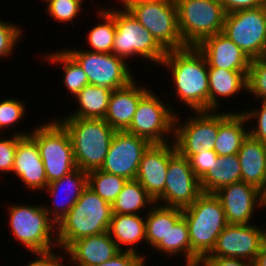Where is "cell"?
Segmentation results:
<instances>
[{
  "mask_svg": "<svg viewBox=\"0 0 266 266\" xmlns=\"http://www.w3.org/2000/svg\"><path fill=\"white\" fill-rule=\"evenodd\" d=\"M161 65L169 69L180 102L191 111H209L208 63L197 47L167 51Z\"/></svg>",
  "mask_w": 266,
  "mask_h": 266,
  "instance_id": "cell-1",
  "label": "cell"
},
{
  "mask_svg": "<svg viewBox=\"0 0 266 266\" xmlns=\"http://www.w3.org/2000/svg\"><path fill=\"white\" fill-rule=\"evenodd\" d=\"M191 243V266L211 253L217 238L228 225L221 201L214 193H202L189 207L182 209Z\"/></svg>",
  "mask_w": 266,
  "mask_h": 266,
  "instance_id": "cell-2",
  "label": "cell"
},
{
  "mask_svg": "<svg viewBox=\"0 0 266 266\" xmlns=\"http://www.w3.org/2000/svg\"><path fill=\"white\" fill-rule=\"evenodd\" d=\"M111 217V204L87 187L57 224V249L64 251L73 241L108 232Z\"/></svg>",
  "mask_w": 266,
  "mask_h": 266,
  "instance_id": "cell-3",
  "label": "cell"
},
{
  "mask_svg": "<svg viewBox=\"0 0 266 266\" xmlns=\"http://www.w3.org/2000/svg\"><path fill=\"white\" fill-rule=\"evenodd\" d=\"M62 118L57 120L70 136L77 168L86 172L100 169L116 130L104 119Z\"/></svg>",
  "mask_w": 266,
  "mask_h": 266,
  "instance_id": "cell-4",
  "label": "cell"
},
{
  "mask_svg": "<svg viewBox=\"0 0 266 266\" xmlns=\"http://www.w3.org/2000/svg\"><path fill=\"white\" fill-rule=\"evenodd\" d=\"M8 210L9 229L19 245L31 253L48 252L58 247L57 224L43 204H10Z\"/></svg>",
  "mask_w": 266,
  "mask_h": 266,
  "instance_id": "cell-5",
  "label": "cell"
},
{
  "mask_svg": "<svg viewBox=\"0 0 266 266\" xmlns=\"http://www.w3.org/2000/svg\"><path fill=\"white\" fill-rule=\"evenodd\" d=\"M29 136L36 142L43 161L48 184L77 168L70 136L64 126L53 119L41 123Z\"/></svg>",
  "mask_w": 266,
  "mask_h": 266,
  "instance_id": "cell-6",
  "label": "cell"
},
{
  "mask_svg": "<svg viewBox=\"0 0 266 266\" xmlns=\"http://www.w3.org/2000/svg\"><path fill=\"white\" fill-rule=\"evenodd\" d=\"M116 33L112 53L124 60L144 57L161 65L167 51L156 41L128 9L114 8Z\"/></svg>",
  "mask_w": 266,
  "mask_h": 266,
  "instance_id": "cell-7",
  "label": "cell"
},
{
  "mask_svg": "<svg viewBox=\"0 0 266 266\" xmlns=\"http://www.w3.org/2000/svg\"><path fill=\"white\" fill-rule=\"evenodd\" d=\"M179 32L186 46L223 31L226 12L220 0H175Z\"/></svg>",
  "mask_w": 266,
  "mask_h": 266,
  "instance_id": "cell-8",
  "label": "cell"
},
{
  "mask_svg": "<svg viewBox=\"0 0 266 266\" xmlns=\"http://www.w3.org/2000/svg\"><path fill=\"white\" fill-rule=\"evenodd\" d=\"M157 96L150 90L139 101L132 122L125 130L148 140L151 144H163L174 140V120L177 113L174 110L175 105H167Z\"/></svg>",
  "mask_w": 266,
  "mask_h": 266,
  "instance_id": "cell-9",
  "label": "cell"
},
{
  "mask_svg": "<svg viewBox=\"0 0 266 266\" xmlns=\"http://www.w3.org/2000/svg\"><path fill=\"white\" fill-rule=\"evenodd\" d=\"M122 6L134 15L166 51L187 47L179 32L177 7L174 0L140 2Z\"/></svg>",
  "mask_w": 266,
  "mask_h": 266,
  "instance_id": "cell-10",
  "label": "cell"
},
{
  "mask_svg": "<svg viewBox=\"0 0 266 266\" xmlns=\"http://www.w3.org/2000/svg\"><path fill=\"white\" fill-rule=\"evenodd\" d=\"M222 33L250 60L266 57V5L226 13Z\"/></svg>",
  "mask_w": 266,
  "mask_h": 266,
  "instance_id": "cell-11",
  "label": "cell"
},
{
  "mask_svg": "<svg viewBox=\"0 0 266 266\" xmlns=\"http://www.w3.org/2000/svg\"><path fill=\"white\" fill-rule=\"evenodd\" d=\"M63 49H66L65 51L83 69L89 84L115 90L127 86L134 80L128 63L113 53H98L72 47Z\"/></svg>",
  "mask_w": 266,
  "mask_h": 266,
  "instance_id": "cell-12",
  "label": "cell"
},
{
  "mask_svg": "<svg viewBox=\"0 0 266 266\" xmlns=\"http://www.w3.org/2000/svg\"><path fill=\"white\" fill-rule=\"evenodd\" d=\"M219 111H193L183 121L178 114L174 120V144L181 155H195L214 150L218 136ZM181 122V123H180Z\"/></svg>",
  "mask_w": 266,
  "mask_h": 266,
  "instance_id": "cell-13",
  "label": "cell"
},
{
  "mask_svg": "<svg viewBox=\"0 0 266 266\" xmlns=\"http://www.w3.org/2000/svg\"><path fill=\"white\" fill-rule=\"evenodd\" d=\"M200 180L190 167L189 160L176 151L169 159L164 192L155 203L184 209L202 194Z\"/></svg>",
  "mask_w": 266,
  "mask_h": 266,
  "instance_id": "cell-14",
  "label": "cell"
},
{
  "mask_svg": "<svg viewBox=\"0 0 266 266\" xmlns=\"http://www.w3.org/2000/svg\"><path fill=\"white\" fill-rule=\"evenodd\" d=\"M151 143L126 131H116L100 170L135 180L143 153Z\"/></svg>",
  "mask_w": 266,
  "mask_h": 266,
  "instance_id": "cell-15",
  "label": "cell"
},
{
  "mask_svg": "<svg viewBox=\"0 0 266 266\" xmlns=\"http://www.w3.org/2000/svg\"><path fill=\"white\" fill-rule=\"evenodd\" d=\"M265 243L264 227L256 224L238 225L228 224L217 238L216 244L210 254L255 261L262 245Z\"/></svg>",
  "mask_w": 266,
  "mask_h": 266,
  "instance_id": "cell-16",
  "label": "cell"
},
{
  "mask_svg": "<svg viewBox=\"0 0 266 266\" xmlns=\"http://www.w3.org/2000/svg\"><path fill=\"white\" fill-rule=\"evenodd\" d=\"M214 194L221 201L228 224H251L257 208L263 207L262 191L242 181L226 185Z\"/></svg>",
  "mask_w": 266,
  "mask_h": 266,
  "instance_id": "cell-17",
  "label": "cell"
},
{
  "mask_svg": "<svg viewBox=\"0 0 266 266\" xmlns=\"http://www.w3.org/2000/svg\"><path fill=\"white\" fill-rule=\"evenodd\" d=\"M176 151V146L171 141L151 144L143 153L135 180L140 182L154 200L164 192L169 159Z\"/></svg>",
  "mask_w": 266,
  "mask_h": 266,
  "instance_id": "cell-18",
  "label": "cell"
},
{
  "mask_svg": "<svg viewBox=\"0 0 266 266\" xmlns=\"http://www.w3.org/2000/svg\"><path fill=\"white\" fill-rule=\"evenodd\" d=\"M87 187V172L81 170L80 168H76L71 173L63 176L61 179L49 183L44 191L47 190L46 192L49 196L51 195L50 197L53 199V209L50 208L51 206H45L43 204V207L49 217L58 224L76 204L79 197ZM63 193L65 197H61Z\"/></svg>",
  "mask_w": 266,
  "mask_h": 266,
  "instance_id": "cell-19",
  "label": "cell"
},
{
  "mask_svg": "<svg viewBox=\"0 0 266 266\" xmlns=\"http://www.w3.org/2000/svg\"><path fill=\"white\" fill-rule=\"evenodd\" d=\"M12 174L21 179L26 190L43 191L48 186L38 146L29 135L17 143Z\"/></svg>",
  "mask_w": 266,
  "mask_h": 266,
  "instance_id": "cell-20",
  "label": "cell"
},
{
  "mask_svg": "<svg viewBox=\"0 0 266 266\" xmlns=\"http://www.w3.org/2000/svg\"><path fill=\"white\" fill-rule=\"evenodd\" d=\"M205 56L208 68H221L231 71H248L250 59L222 32L208 36L197 46Z\"/></svg>",
  "mask_w": 266,
  "mask_h": 266,
  "instance_id": "cell-21",
  "label": "cell"
},
{
  "mask_svg": "<svg viewBox=\"0 0 266 266\" xmlns=\"http://www.w3.org/2000/svg\"><path fill=\"white\" fill-rule=\"evenodd\" d=\"M137 83L132 80L111 92L104 120L116 131H125L130 126L139 101L150 91Z\"/></svg>",
  "mask_w": 266,
  "mask_h": 266,
  "instance_id": "cell-22",
  "label": "cell"
},
{
  "mask_svg": "<svg viewBox=\"0 0 266 266\" xmlns=\"http://www.w3.org/2000/svg\"><path fill=\"white\" fill-rule=\"evenodd\" d=\"M64 252L72 266H95L113 258L120 249L109 232H104L73 241Z\"/></svg>",
  "mask_w": 266,
  "mask_h": 266,
  "instance_id": "cell-23",
  "label": "cell"
},
{
  "mask_svg": "<svg viewBox=\"0 0 266 266\" xmlns=\"http://www.w3.org/2000/svg\"><path fill=\"white\" fill-rule=\"evenodd\" d=\"M237 155L241 165V181L263 192L266 189V145L248 135Z\"/></svg>",
  "mask_w": 266,
  "mask_h": 266,
  "instance_id": "cell-24",
  "label": "cell"
},
{
  "mask_svg": "<svg viewBox=\"0 0 266 266\" xmlns=\"http://www.w3.org/2000/svg\"><path fill=\"white\" fill-rule=\"evenodd\" d=\"M247 122L242 112H219V129L214 151L220 156L237 154L242 142L249 135V128L245 126Z\"/></svg>",
  "mask_w": 266,
  "mask_h": 266,
  "instance_id": "cell-25",
  "label": "cell"
},
{
  "mask_svg": "<svg viewBox=\"0 0 266 266\" xmlns=\"http://www.w3.org/2000/svg\"><path fill=\"white\" fill-rule=\"evenodd\" d=\"M142 214H112L108 232L120 251H124L126 247L125 251L140 253L137 246L140 242H146L145 216Z\"/></svg>",
  "mask_w": 266,
  "mask_h": 266,
  "instance_id": "cell-26",
  "label": "cell"
},
{
  "mask_svg": "<svg viewBox=\"0 0 266 266\" xmlns=\"http://www.w3.org/2000/svg\"><path fill=\"white\" fill-rule=\"evenodd\" d=\"M248 71H231L221 68H208L209 111L220 110V98L234 97L240 91H247ZM219 98V99H218Z\"/></svg>",
  "mask_w": 266,
  "mask_h": 266,
  "instance_id": "cell-27",
  "label": "cell"
},
{
  "mask_svg": "<svg viewBox=\"0 0 266 266\" xmlns=\"http://www.w3.org/2000/svg\"><path fill=\"white\" fill-rule=\"evenodd\" d=\"M199 180L204 193H215L226 185L241 182L238 155H218L212 167Z\"/></svg>",
  "mask_w": 266,
  "mask_h": 266,
  "instance_id": "cell-28",
  "label": "cell"
},
{
  "mask_svg": "<svg viewBox=\"0 0 266 266\" xmlns=\"http://www.w3.org/2000/svg\"><path fill=\"white\" fill-rule=\"evenodd\" d=\"M183 217L182 209L155 204L145 213L146 243L152 249L167 243V233Z\"/></svg>",
  "mask_w": 266,
  "mask_h": 266,
  "instance_id": "cell-29",
  "label": "cell"
},
{
  "mask_svg": "<svg viewBox=\"0 0 266 266\" xmlns=\"http://www.w3.org/2000/svg\"><path fill=\"white\" fill-rule=\"evenodd\" d=\"M113 90L108 87L86 85L74 98L79 105L75 112L66 117L81 119H104L107 112L109 98Z\"/></svg>",
  "mask_w": 266,
  "mask_h": 266,
  "instance_id": "cell-30",
  "label": "cell"
},
{
  "mask_svg": "<svg viewBox=\"0 0 266 266\" xmlns=\"http://www.w3.org/2000/svg\"><path fill=\"white\" fill-rule=\"evenodd\" d=\"M155 204L139 181L128 180L111 205L112 214L139 215L145 209L148 212Z\"/></svg>",
  "mask_w": 266,
  "mask_h": 266,
  "instance_id": "cell-31",
  "label": "cell"
},
{
  "mask_svg": "<svg viewBox=\"0 0 266 266\" xmlns=\"http://www.w3.org/2000/svg\"><path fill=\"white\" fill-rule=\"evenodd\" d=\"M43 60H48L50 64L62 65L64 70L63 84L66 90L73 95V98L86 86L89 84L87 75L79 64L65 51V49L55 50L49 54L44 53L42 55Z\"/></svg>",
  "mask_w": 266,
  "mask_h": 266,
  "instance_id": "cell-32",
  "label": "cell"
},
{
  "mask_svg": "<svg viewBox=\"0 0 266 266\" xmlns=\"http://www.w3.org/2000/svg\"><path fill=\"white\" fill-rule=\"evenodd\" d=\"M100 11V12H99ZM99 12V13H98ZM97 14L101 16L102 23H97L88 34L86 39L91 49L88 51L98 53H112L116 27L114 22V8H102ZM104 21V23H103Z\"/></svg>",
  "mask_w": 266,
  "mask_h": 266,
  "instance_id": "cell-33",
  "label": "cell"
},
{
  "mask_svg": "<svg viewBox=\"0 0 266 266\" xmlns=\"http://www.w3.org/2000/svg\"><path fill=\"white\" fill-rule=\"evenodd\" d=\"M153 250L164 256L175 257L183 254L185 266H191V243L189 240L188 225L182 217L167 233V243H158ZM159 250V251H158Z\"/></svg>",
  "mask_w": 266,
  "mask_h": 266,
  "instance_id": "cell-34",
  "label": "cell"
},
{
  "mask_svg": "<svg viewBox=\"0 0 266 266\" xmlns=\"http://www.w3.org/2000/svg\"><path fill=\"white\" fill-rule=\"evenodd\" d=\"M88 187L100 198L111 204L127 183V179L100 169L87 172Z\"/></svg>",
  "mask_w": 266,
  "mask_h": 266,
  "instance_id": "cell-35",
  "label": "cell"
},
{
  "mask_svg": "<svg viewBox=\"0 0 266 266\" xmlns=\"http://www.w3.org/2000/svg\"><path fill=\"white\" fill-rule=\"evenodd\" d=\"M257 100H266V57L252 59L247 74V92Z\"/></svg>",
  "mask_w": 266,
  "mask_h": 266,
  "instance_id": "cell-36",
  "label": "cell"
},
{
  "mask_svg": "<svg viewBox=\"0 0 266 266\" xmlns=\"http://www.w3.org/2000/svg\"><path fill=\"white\" fill-rule=\"evenodd\" d=\"M46 3V12L56 21L72 23L81 12L82 0H41Z\"/></svg>",
  "mask_w": 266,
  "mask_h": 266,
  "instance_id": "cell-37",
  "label": "cell"
},
{
  "mask_svg": "<svg viewBox=\"0 0 266 266\" xmlns=\"http://www.w3.org/2000/svg\"><path fill=\"white\" fill-rule=\"evenodd\" d=\"M26 116V106L24 101L8 98L0 102V130L13 127L21 122Z\"/></svg>",
  "mask_w": 266,
  "mask_h": 266,
  "instance_id": "cell-38",
  "label": "cell"
},
{
  "mask_svg": "<svg viewBox=\"0 0 266 266\" xmlns=\"http://www.w3.org/2000/svg\"><path fill=\"white\" fill-rule=\"evenodd\" d=\"M11 137H5L4 132L2 138L0 139V172L9 173L13 171L14 160H15V153L18 141L24 137L28 136L30 132L26 133L25 131H15L12 133Z\"/></svg>",
  "mask_w": 266,
  "mask_h": 266,
  "instance_id": "cell-39",
  "label": "cell"
},
{
  "mask_svg": "<svg viewBox=\"0 0 266 266\" xmlns=\"http://www.w3.org/2000/svg\"><path fill=\"white\" fill-rule=\"evenodd\" d=\"M15 22L4 21L0 19V59L9 58L16 49V44L21 41L22 28ZM20 39V40H19Z\"/></svg>",
  "mask_w": 266,
  "mask_h": 266,
  "instance_id": "cell-40",
  "label": "cell"
},
{
  "mask_svg": "<svg viewBox=\"0 0 266 266\" xmlns=\"http://www.w3.org/2000/svg\"><path fill=\"white\" fill-rule=\"evenodd\" d=\"M261 104V107H254L251 110L248 108V110H240L239 112L246 116L248 123L255 119L257 124H253L252 129L249 128V135L266 145V100H262Z\"/></svg>",
  "mask_w": 266,
  "mask_h": 266,
  "instance_id": "cell-41",
  "label": "cell"
},
{
  "mask_svg": "<svg viewBox=\"0 0 266 266\" xmlns=\"http://www.w3.org/2000/svg\"><path fill=\"white\" fill-rule=\"evenodd\" d=\"M189 160L195 176L200 179L216 161L218 154L214 150H209L195 155H182Z\"/></svg>",
  "mask_w": 266,
  "mask_h": 266,
  "instance_id": "cell-42",
  "label": "cell"
},
{
  "mask_svg": "<svg viewBox=\"0 0 266 266\" xmlns=\"http://www.w3.org/2000/svg\"><path fill=\"white\" fill-rule=\"evenodd\" d=\"M146 255L120 251L113 258L95 266H146Z\"/></svg>",
  "mask_w": 266,
  "mask_h": 266,
  "instance_id": "cell-43",
  "label": "cell"
},
{
  "mask_svg": "<svg viewBox=\"0 0 266 266\" xmlns=\"http://www.w3.org/2000/svg\"><path fill=\"white\" fill-rule=\"evenodd\" d=\"M197 266H254V262L217 256H203Z\"/></svg>",
  "mask_w": 266,
  "mask_h": 266,
  "instance_id": "cell-44",
  "label": "cell"
},
{
  "mask_svg": "<svg viewBox=\"0 0 266 266\" xmlns=\"http://www.w3.org/2000/svg\"><path fill=\"white\" fill-rule=\"evenodd\" d=\"M53 251L55 250L33 253L35 255H38V257L36 256V259L28 262L26 266H65V264L63 263V260L65 258L63 255H65V252H63L64 254L60 256V253L59 255H57L55 254V252L53 253Z\"/></svg>",
  "mask_w": 266,
  "mask_h": 266,
  "instance_id": "cell-45",
  "label": "cell"
},
{
  "mask_svg": "<svg viewBox=\"0 0 266 266\" xmlns=\"http://www.w3.org/2000/svg\"><path fill=\"white\" fill-rule=\"evenodd\" d=\"M226 13L266 5V0H220Z\"/></svg>",
  "mask_w": 266,
  "mask_h": 266,
  "instance_id": "cell-46",
  "label": "cell"
},
{
  "mask_svg": "<svg viewBox=\"0 0 266 266\" xmlns=\"http://www.w3.org/2000/svg\"><path fill=\"white\" fill-rule=\"evenodd\" d=\"M254 266H266V243L262 245L261 250L257 254Z\"/></svg>",
  "mask_w": 266,
  "mask_h": 266,
  "instance_id": "cell-47",
  "label": "cell"
},
{
  "mask_svg": "<svg viewBox=\"0 0 266 266\" xmlns=\"http://www.w3.org/2000/svg\"><path fill=\"white\" fill-rule=\"evenodd\" d=\"M122 5H134L140 2H152V1H163V0H118Z\"/></svg>",
  "mask_w": 266,
  "mask_h": 266,
  "instance_id": "cell-48",
  "label": "cell"
},
{
  "mask_svg": "<svg viewBox=\"0 0 266 266\" xmlns=\"http://www.w3.org/2000/svg\"><path fill=\"white\" fill-rule=\"evenodd\" d=\"M263 196V206L266 207V189L262 192Z\"/></svg>",
  "mask_w": 266,
  "mask_h": 266,
  "instance_id": "cell-49",
  "label": "cell"
},
{
  "mask_svg": "<svg viewBox=\"0 0 266 266\" xmlns=\"http://www.w3.org/2000/svg\"><path fill=\"white\" fill-rule=\"evenodd\" d=\"M264 238H265V243H266V228H264Z\"/></svg>",
  "mask_w": 266,
  "mask_h": 266,
  "instance_id": "cell-50",
  "label": "cell"
}]
</instances>
